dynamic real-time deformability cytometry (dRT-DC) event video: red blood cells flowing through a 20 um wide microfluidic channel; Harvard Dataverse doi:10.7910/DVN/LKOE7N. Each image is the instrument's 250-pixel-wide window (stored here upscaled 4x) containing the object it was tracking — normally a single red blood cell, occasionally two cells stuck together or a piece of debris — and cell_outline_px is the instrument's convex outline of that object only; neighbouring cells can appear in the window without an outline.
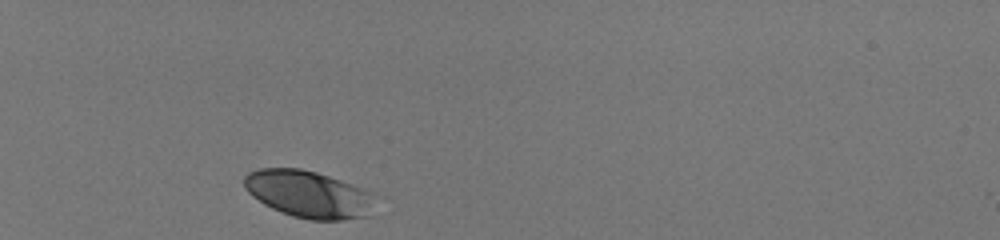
{"species": "human", "species_latin": "Homo sapiens", "temperature_condition": "room temperature", "stored_images_in_passage": 31, "camera_frame_rate_fps": 3000, "um_per_image_px": 0.085, "donor": {"sex": "male"}, "frame": {"image": 1, "passage_image": 1, "time_ms": 0.0, "image_size_px": [1000, 240], "cell_outline_px": [[372, 192], [368, 216], [340, 220], [308, 220], [292, 216], [280, 212], [264, 204], [252, 196], [244, 188], [244, 176], [248, 172], [260, 168], [300, 168], [316, 172], [352, 184]], "centroid_in_image_um": [26.15, 16.5], "position_along_channel_um": 58.9, "area_um2": 35.66}}
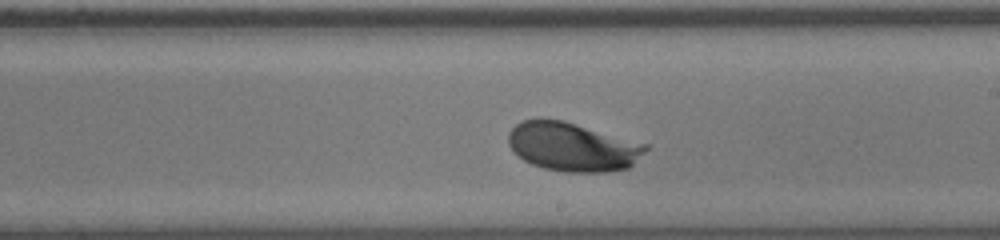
{"frame": {"image": 2, "passage_image": 18, "time_ms": 5.667, "image_size_px": [1000, 240], "cell_outline_px": [[648, 148], [628, 168], [608, 172], [564, 172], [544, 168], [532, 164], [524, 160], [508, 144], [508, 132], [516, 124], [524, 120], [536, 116], [540, 116], [564, 120], [648, 144]], "centroid_in_image_um": [48.64, 12.45], "position_along_channel_um": 240.4, "area_um2": 39.36}}
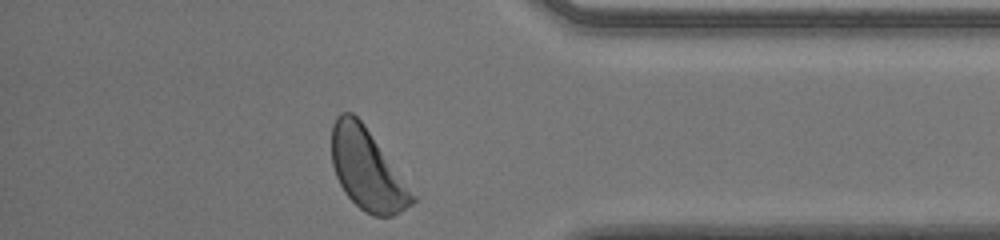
{"frame": {"image": 3, "passage_image": 31, "time_ms": 10.0, "image_size_px": [1000, 240], "cell_outline_px": [[420, 196], [412, 204], [400, 212], [392, 216], [372, 216], [364, 212], [344, 192], [336, 176], [332, 164], [332, 124], [336, 116], [340, 112], [352, 112], [364, 124]], "centroid_in_image_um": [31.27, 14.41], "position_along_channel_um": 403.9, "area_um2": 38.84}, "authors_computed_cell_mechanics": {"area_um2": 37.1076, "velocity_mm_per_s": 3.9603, "shape_relaxation_time_tau1_ms": 1.9748, "shape_relaxation_time_tau2_ms": null, "deformation_change_tau1": 0.1067, "deformation_change_tau2": null}}